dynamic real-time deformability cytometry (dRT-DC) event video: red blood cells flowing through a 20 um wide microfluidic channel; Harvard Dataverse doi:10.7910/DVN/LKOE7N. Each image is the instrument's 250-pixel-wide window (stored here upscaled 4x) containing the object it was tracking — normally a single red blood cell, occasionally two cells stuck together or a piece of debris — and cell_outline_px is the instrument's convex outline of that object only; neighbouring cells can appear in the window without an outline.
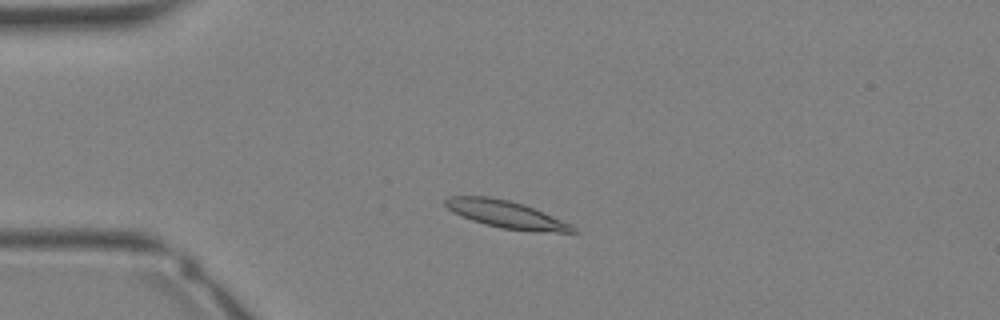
{"species": "Egyptian fruit bat (a non-hibernating species)", "species_latin": "Rousettus aegyptiacus", "temperature_condition": "warm", "stored_images_in_passage": 31, "camera_frame_rate_fps": 3000, "um_per_image_px": 0.085, "animal": {"sex": "female"}, "frame": {"image": 1, "passage_image": 5, "time_ms": 1.333, "image_size_px": [1000, 320], "cell_outline_px": [[580, 232], [532, 232], [500, 228], [484, 224], [472, 220], [452, 212], [444, 204], [444, 200], [448, 196], [488, 196], [508, 200], [524, 204], [560, 220], [576, 228]], "centroid_in_image_um": [42.98, 18.23], "position_along_channel_um": 42.0, "area_um2": 20.23}}
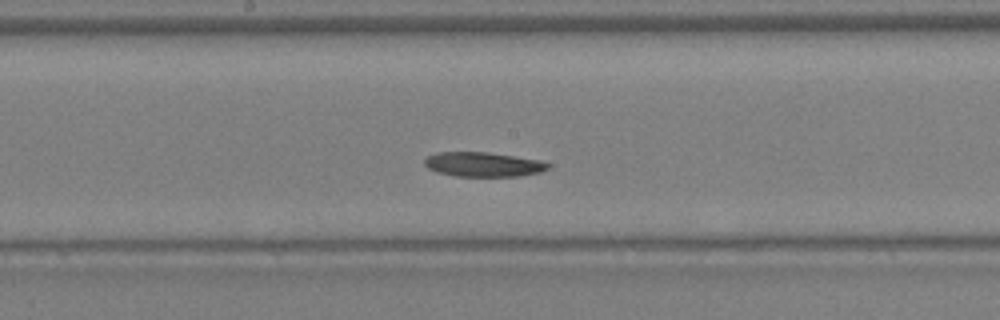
{"frame": {"image": 2, "passage_image": 15, "time_ms": 4.667, "image_size_px": [1000, 320], "cell_outline_px": [[548, 168], [540, 172], [520, 176], [456, 176], [436, 172], [428, 168], [424, 164], [424, 160], [428, 156], [436, 152], [488, 152], [540, 160], [548, 164]], "centroid_in_image_um": [41.03, 13.97], "position_along_channel_um": 207.2, "area_um2": 17.57}}
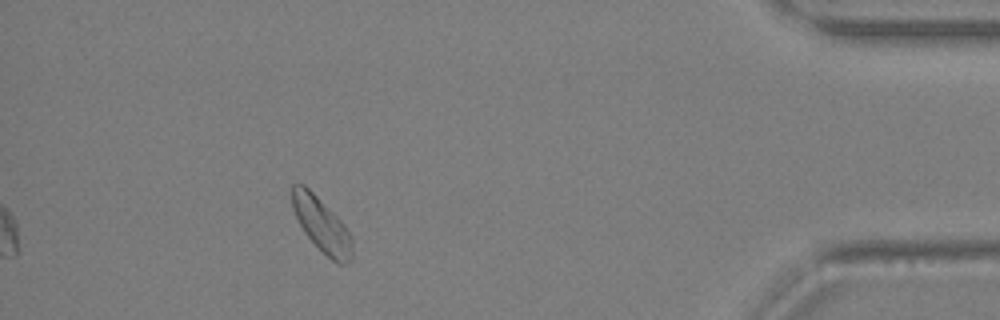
{"frame": {"image": 3, "passage_image": 28, "time_ms": 9.0, "image_size_px": [1000, 320], "cell_outline_px": [[352, 260], [344, 264], [336, 264], [304, 232], [292, 208], [292, 184], [304, 184], [344, 224], [352, 236]], "centroid_in_image_um": [27.36, 19.13], "position_along_channel_um": 407.8, "area_um2": 18.61}}